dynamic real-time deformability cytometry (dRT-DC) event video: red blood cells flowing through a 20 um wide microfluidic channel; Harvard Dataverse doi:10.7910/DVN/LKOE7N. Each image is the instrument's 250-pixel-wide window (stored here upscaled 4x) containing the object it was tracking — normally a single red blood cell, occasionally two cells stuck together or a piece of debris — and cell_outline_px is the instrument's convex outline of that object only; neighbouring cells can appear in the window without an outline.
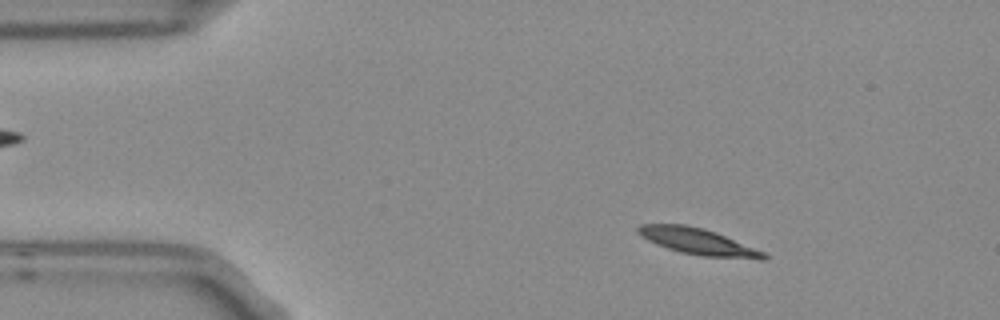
{"species": "Egyptian fruit bat (a non-hibernating species)", "species_latin": "Rousettus aegyptiacus", "temperature_condition": "room temperature", "stored_images_in_passage": 4, "camera_frame_rate_fps": 3000, "um_per_image_px": 0.085, "frame": {"image": 1, "passage_image": 2, "time_ms": 0.333, "image_size_px": [1000, 320], "cell_outline_px": [[768, 260], [760, 260], [700, 256], [680, 252], [656, 244], [640, 236], [636, 232], [636, 228], [640, 224], [684, 224], [704, 228], [716, 232], [764, 252], [768, 256]], "centroid_in_image_um": [59.34, 20.54], "position_along_channel_um": 25.7, "area_um2": 19.48}}